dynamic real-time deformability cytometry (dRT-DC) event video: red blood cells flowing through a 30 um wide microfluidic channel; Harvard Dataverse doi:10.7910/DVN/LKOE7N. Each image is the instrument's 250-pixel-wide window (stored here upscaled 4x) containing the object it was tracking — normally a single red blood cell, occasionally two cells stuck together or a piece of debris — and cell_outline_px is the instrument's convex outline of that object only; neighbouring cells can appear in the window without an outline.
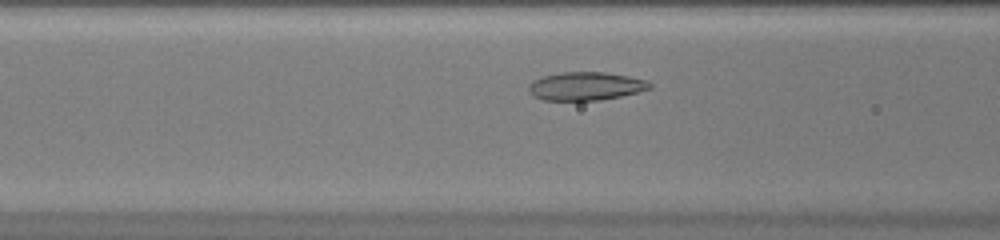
{"species": "common noctule bat (a hibernating species)", "species_latin": "Nyctalus noctula", "temperature_condition": "warm", "stored_images_in_passage": 31, "camera_frame_rate_fps": 3000, "um_per_image_px": 0.085, "animal": {"sex": "female", "body_mass_g": 20.0, "forearm_length_mm": 54.0}, "frame": {"image": 1, "passage_image": 4, "time_ms": 1.0, "image_size_px": [1000, 240], "cell_outline_px": [[652, 88], [620, 96], [600, 100], [544, 100], [532, 96], [528, 92], [528, 84], [532, 80], [544, 76], [560, 72], [604, 72], [628, 76], [648, 80], [652, 84]], "centroid_in_image_um": [49.76, 7.32], "position_along_channel_um": 116.8, "area_um2": 20.06}}
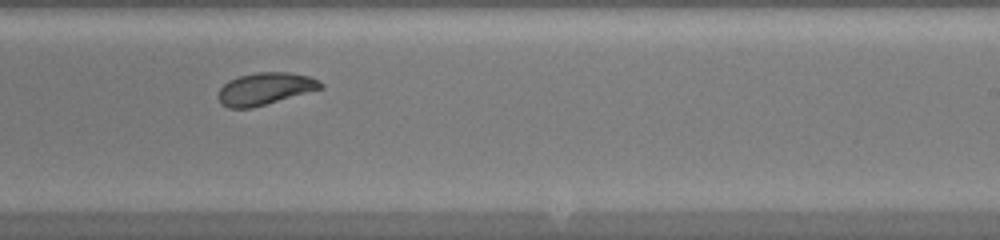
{"frame": {"image": 2, "passage_image": 14, "time_ms": 4.333, "image_size_px": [1000, 240], "cell_outline_px": [[324, 88], [252, 108], [228, 108], [220, 104], [216, 96], [220, 88], [228, 80], [240, 76], [256, 72], [288, 72], [308, 76], [320, 80], [324, 84]], "centroid_in_image_um": [22.52, 7.55], "position_along_channel_um": 266.5, "area_um2": 19.42}}
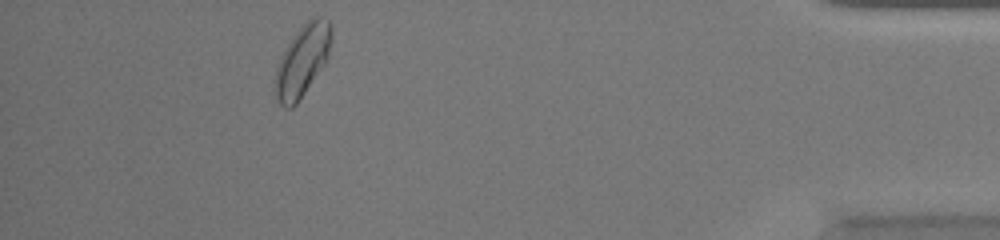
{"frame": {"image": 3, "passage_image": 27, "time_ms": 8.667, "image_size_px": [1000, 240], "cell_outline_px": [[332, 40], [328, 60], [296, 104], [292, 108], [284, 108], [276, 100], [276, 64], [280, 56], [296, 32], [312, 16], [320, 16], [328, 20], [332, 24]], "centroid_in_image_um": [25.74, 5.13], "position_along_channel_um": 409.5, "area_um2": 23.52}}